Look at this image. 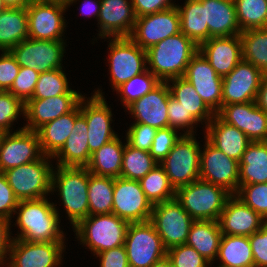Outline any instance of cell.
<instances>
[{
	"label": "cell",
	"instance_id": "6da1fadb",
	"mask_svg": "<svg viewBox=\"0 0 267 267\" xmlns=\"http://www.w3.org/2000/svg\"><path fill=\"white\" fill-rule=\"evenodd\" d=\"M19 211V212H18ZM15 213L19 235L13 239L27 242L65 241L64 233L59 229V213L54 203L46 197L20 200Z\"/></svg>",
	"mask_w": 267,
	"mask_h": 267
},
{
	"label": "cell",
	"instance_id": "7a4b0ae2",
	"mask_svg": "<svg viewBox=\"0 0 267 267\" xmlns=\"http://www.w3.org/2000/svg\"><path fill=\"white\" fill-rule=\"evenodd\" d=\"M199 46L182 32L167 37L146 50L147 69L161 82L183 77Z\"/></svg>",
	"mask_w": 267,
	"mask_h": 267
},
{
	"label": "cell",
	"instance_id": "3957f363",
	"mask_svg": "<svg viewBox=\"0 0 267 267\" xmlns=\"http://www.w3.org/2000/svg\"><path fill=\"white\" fill-rule=\"evenodd\" d=\"M128 225V221L111 213L88 215L73 228L80 243L96 255L124 245Z\"/></svg>",
	"mask_w": 267,
	"mask_h": 267
},
{
	"label": "cell",
	"instance_id": "277c9868",
	"mask_svg": "<svg viewBox=\"0 0 267 267\" xmlns=\"http://www.w3.org/2000/svg\"><path fill=\"white\" fill-rule=\"evenodd\" d=\"M52 172V192L59 191L66 213L73 227L89 215L88 183L90 172L86 167H61Z\"/></svg>",
	"mask_w": 267,
	"mask_h": 267
},
{
	"label": "cell",
	"instance_id": "5b68a950",
	"mask_svg": "<svg viewBox=\"0 0 267 267\" xmlns=\"http://www.w3.org/2000/svg\"><path fill=\"white\" fill-rule=\"evenodd\" d=\"M231 195L225 188L199 178L179 187L175 198L194 220L218 221Z\"/></svg>",
	"mask_w": 267,
	"mask_h": 267
},
{
	"label": "cell",
	"instance_id": "8992f818",
	"mask_svg": "<svg viewBox=\"0 0 267 267\" xmlns=\"http://www.w3.org/2000/svg\"><path fill=\"white\" fill-rule=\"evenodd\" d=\"M51 156L10 168L3 173L18 200L40 199L52 192ZM49 159V160H48Z\"/></svg>",
	"mask_w": 267,
	"mask_h": 267
},
{
	"label": "cell",
	"instance_id": "52a82bcc",
	"mask_svg": "<svg viewBox=\"0 0 267 267\" xmlns=\"http://www.w3.org/2000/svg\"><path fill=\"white\" fill-rule=\"evenodd\" d=\"M194 136L181 134L168 155L159 163L175 190L199 179L201 149Z\"/></svg>",
	"mask_w": 267,
	"mask_h": 267
},
{
	"label": "cell",
	"instance_id": "ba28073f",
	"mask_svg": "<svg viewBox=\"0 0 267 267\" xmlns=\"http://www.w3.org/2000/svg\"><path fill=\"white\" fill-rule=\"evenodd\" d=\"M124 245L129 267H151L167 254L161 237L150 221L129 223Z\"/></svg>",
	"mask_w": 267,
	"mask_h": 267
},
{
	"label": "cell",
	"instance_id": "9c48e42d",
	"mask_svg": "<svg viewBox=\"0 0 267 267\" xmlns=\"http://www.w3.org/2000/svg\"><path fill=\"white\" fill-rule=\"evenodd\" d=\"M162 239L164 247L186 244L189 229L194 219L182 207L181 203L173 198L153 205L149 220Z\"/></svg>",
	"mask_w": 267,
	"mask_h": 267
},
{
	"label": "cell",
	"instance_id": "30bf717a",
	"mask_svg": "<svg viewBox=\"0 0 267 267\" xmlns=\"http://www.w3.org/2000/svg\"><path fill=\"white\" fill-rule=\"evenodd\" d=\"M109 40L110 81L116 89L147 69L146 50L130 37H112Z\"/></svg>",
	"mask_w": 267,
	"mask_h": 267
},
{
	"label": "cell",
	"instance_id": "8fae6325",
	"mask_svg": "<svg viewBox=\"0 0 267 267\" xmlns=\"http://www.w3.org/2000/svg\"><path fill=\"white\" fill-rule=\"evenodd\" d=\"M64 45V40L27 38L13 47L10 52L20 67H28L44 73L62 68Z\"/></svg>",
	"mask_w": 267,
	"mask_h": 267
},
{
	"label": "cell",
	"instance_id": "7c38bea8",
	"mask_svg": "<svg viewBox=\"0 0 267 267\" xmlns=\"http://www.w3.org/2000/svg\"><path fill=\"white\" fill-rule=\"evenodd\" d=\"M153 205L140 182L123 177L114 178L112 213L129 223L150 220Z\"/></svg>",
	"mask_w": 267,
	"mask_h": 267
},
{
	"label": "cell",
	"instance_id": "4fadbf2b",
	"mask_svg": "<svg viewBox=\"0 0 267 267\" xmlns=\"http://www.w3.org/2000/svg\"><path fill=\"white\" fill-rule=\"evenodd\" d=\"M181 32L177 5L149 15L137 17L130 38L147 50L167 37Z\"/></svg>",
	"mask_w": 267,
	"mask_h": 267
},
{
	"label": "cell",
	"instance_id": "5bb4252c",
	"mask_svg": "<svg viewBox=\"0 0 267 267\" xmlns=\"http://www.w3.org/2000/svg\"><path fill=\"white\" fill-rule=\"evenodd\" d=\"M28 38L37 40H64L66 29L63 13L67 5L59 2L32 0L27 6Z\"/></svg>",
	"mask_w": 267,
	"mask_h": 267
},
{
	"label": "cell",
	"instance_id": "9a60e30c",
	"mask_svg": "<svg viewBox=\"0 0 267 267\" xmlns=\"http://www.w3.org/2000/svg\"><path fill=\"white\" fill-rule=\"evenodd\" d=\"M99 90L95 91L89 100L84 96L80 100V112L88 126V147L91 155L118 136L111 128V108Z\"/></svg>",
	"mask_w": 267,
	"mask_h": 267
},
{
	"label": "cell",
	"instance_id": "2e32d148",
	"mask_svg": "<svg viewBox=\"0 0 267 267\" xmlns=\"http://www.w3.org/2000/svg\"><path fill=\"white\" fill-rule=\"evenodd\" d=\"M205 140L200 153L199 178L236 194L239 189V162L218 150L206 138Z\"/></svg>",
	"mask_w": 267,
	"mask_h": 267
},
{
	"label": "cell",
	"instance_id": "e0dca14e",
	"mask_svg": "<svg viewBox=\"0 0 267 267\" xmlns=\"http://www.w3.org/2000/svg\"><path fill=\"white\" fill-rule=\"evenodd\" d=\"M65 250L64 241L27 242L13 239L9 258V267H57L62 261Z\"/></svg>",
	"mask_w": 267,
	"mask_h": 267
},
{
	"label": "cell",
	"instance_id": "ac0fdd59",
	"mask_svg": "<svg viewBox=\"0 0 267 267\" xmlns=\"http://www.w3.org/2000/svg\"><path fill=\"white\" fill-rule=\"evenodd\" d=\"M36 131L25 128L5 133L0 145V171L18 167L43 156Z\"/></svg>",
	"mask_w": 267,
	"mask_h": 267
},
{
	"label": "cell",
	"instance_id": "d6986e66",
	"mask_svg": "<svg viewBox=\"0 0 267 267\" xmlns=\"http://www.w3.org/2000/svg\"><path fill=\"white\" fill-rule=\"evenodd\" d=\"M264 74L243 59L222 78V106L255 101Z\"/></svg>",
	"mask_w": 267,
	"mask_h": 267
},
{
	"label": "cell",
	"instance_id": "ffe728a7",
	"mask_svg": "<svg viewBox=\"0 0 267 267\" xmlns=\"http://www.w3.org/2000/svg\"><path fill=\"white\" fill-rule=\"evenodd\" d=\"M183 77L190 82L204 103L216 114L222 107V77L198 51L190 60Z\"/></svg>",
	"mask_w": 267,
	"mask_h": 267
},
{
	"label": "cell",
	"instance_id": "44dd1931",
	"mask_svg": "<svg viewBox=\"0 0 267 267\" xmlns=\"http://www.w3.org/2000/svg\"><path fill=\"white\" fill-rule=\"evenodd\" d=\"M216 115L243 131L252 142L267 141V113L255 101L224 105Z\"/></svg>",
	"mask_w": 267,
	"mask_h": 267
},
{
	"label": "cell",
	"instance_id": "7402d4cb",
	"mask_svg": "<svg viewBox=\"0 0 267 267\" xmlns=\"http://www.w3.org/2000/svg\"><path fill=\"white\" fill-rule=\"evenodd\" d=\"M82 97L80 93H66L46 99H29L24 111L28 124L23 128L36 131L45 123L71 112Z\"/></svg>",
	"mask_w": 267,
	"mask_h": 267
},
{
	"label": "cell",
	"instance_id": "603a6c76",
	"mask_svg": "<svg viewBox=\"0 0 267 267\" xmlns=\"http://www.w3.org/2000/svg\"><path fill=\"white\" fill-rule=\"evenodd\" d=\"M170 90L167 82H161L142 98L135 100L126 109L135 123H143L157 129L168 127V101Z\"/></svg>",
	"mask_w": 267,
	"mask_h": 267
},
{
	"label": "cell",
	"instance_id": "cb8c5ba5",
	"mask_svg": "<svg viewBox=\"0 0 267 267\" xmlns=\"http://www.w3.org/2000/svg\"><path fill=\"white\" fill-rule=\"evenodd\" d=\"M266 222L235 194L228 198L218 220L222 234L246 237L257 232Z\"/></svg>",
	"mask_w": 267,
	"mask_h": 267
},
{
	"label": "cell",
	"instance_id": "d4e9b609",
	"mask_svg": "<svg viewBox=\"0 0 267 267\" xmlns=\"http://www.w3.org/2000/svg\"><path fill=\"white\" fill-rule=\"evenodd\" d=\"M101 0L98 24L100 38L129 37L137 19L132 1Z\"/></svg>",
	"mask_w": 267,
	"mask_h": 267
},
{
	"label": "cell",
	"instance_id": "484cf974",
	"mask_svg": "<svg viewBox=\"0 0 267 267\" xmlns=\"http://www.w3.org/2000/svg\"><path fill=\"white\" fill-rule=\"evenodd\" d=\"M199 51L222 78L243 59L240 34L229 37H211L199 45Z\"/></svg>",
	"mask_w": 267,
	"mask_h": 267
},
{
	"label": "cell",
	"instance_id": "4316f807",
	"mask_svg": "<svg viewBox=\"0 0 267 267\" xmlns=\"http://www.w3.org/2000/svg\"><path fill=\"white\" fill-rule=\"evenodd\" d=\"M57 158V166L86 167L91 159L88 147V126L80 112V102L75 107V125L62 148L52 157Z\"/></svg>",
	"mask_w": 267,
	"mask_h": 267
},
{
	"label": "cell",
	"instance_id": "83f0119b",
	"mask_svg": "<svg viewBox=\"0 0 267 267\" xmlns=\"http://www.w3.org/2000/svg\"><path fill=\"white\" fill-rule=\"evenodd\" d=\"M205 126L204 138L225 155L240 162L247 146L252 142L246 134L225 123L217 115Z\"/></svg>",
	"mask_w": 267,
	"mask_h": 267
},
{
	"label": "cell",
	"instance_id": "f1b7e54d",
	"mask_svg": "<svg viewBox=\"0 0 267 267\" xmlns=\"http://www.w3.org/2000/svg\"><path fill=\"white\" fill-rule=\"evenodd\" d=\"M204 6L205 23L211 37H229L241 34L236 18L234 0H198Z\"/></svg>",
	"mask_w": 267,
	"mask_h": 267
},
{
	"label": "cell",
	"instance_id": "f546056e",
	"mask_svg": "<svg viewBox=\"0 0 267 267\" xmlns=\"http://www.w3.org/2000/svg\"><path fill=\"white\" fill-rule=\"evenodd\" d=\"M222 235L218 221L194 220L186 244L213 264L218 255Z\"/></svg>",
	"mask_w": 267,
	"mask_h": 267
},
{
	"label": "cell",
	"instance_id": "4dcf8cb0",
	"mask_svg": "<svg viewBox=\"0 0 267 267\" xmlns=\"http://www.w3.org/2000/svg\"><path fill=\"white\" fill-rule=\"evenodd\" d=\"M267 183V141L251 142L239 162V187Z\"/></svg>",
	"mask_w": 267,
	"mask_h": 267
},
{
	"label": "cell",
	"instance_id": "1f68e13d",
	"mask_svg": "<svg viewBox=\"0 0 267 267\" xmlns=\"http://www.w3.org/2000/svg\"><path fill=\"white\" fill-rule=\"evenodd\" d=\"M75 125V108L36 130L44 155L53 157L65 144Z\"/></svg>",
	"mask_w": 267,
	"mask_h": 267
},
{
	"label": "cell",
	"instance_id": "d6a6232c",
	"mask_svg": "<svg viewBox=\"0 0 267 267\" xmlns=\"http://www.w3.org/2000/svg\"><path fill=\"white\" fill-rule=\"evenodd\" d=\"M28 38V15L26 7H7L0 12V50L10 51Z\"/></svg>",
	"mask_w": 267,
	"mask_h": 267
},
{
	"label": "cell",
	"instance_id": "836d02e7",
	"mask_svg": "<svg viewBox=\"0 0 267 267\" xmlns=\"http://www.w3.org/2000/svg\"><path fill=\"white\" fill-rule=\"evenodd\" d=\"M167 85L170 95L198 121L207 125L216 115L201 99L193 85L184 77L170 79ZM169 82H173L172 85ZM203 120V121H202Z\"/></svg>",
	"mask_w": 267,
	"mask_h": 267
},
{
	"label": "cell",
	"instance_id": "e575fe53",
	"mask_svg": "<svg viewBox=\"0 0 267 267\" xmlns=\"http://www.w3.org/2000/svg\"><path fill=\"white\" fill-rule=\"evenodd\" d=\"M124 148L125 145L117 136L91 155L86 168L94 175L120 177Z\"/></svg>",
	"mask_w": 267,
	"mask_h": 267
},
{
	"label": "cell",
	"instance_id": "d590c367",
	"mask_svg": "<svg viewBox=\"0 0 267 267\" xmlns=\"http://www.w3.org/2000/svg\"><path fill=\"white\" fill-rule=\"evenodd\" d=\"M217 260L224 267H254L249 237L222 235Z\"/></svg>",
	"mask_w": 267,
	"mask_h": 267
},
{
	"label": "cell",
	"instance_id": "8d00e7d4",
	"mask_svg": "<svg viewBox=\"0 0 267 267\" xmlns=\"http://www.w3.org/2000/svg\"><path fill=\"white\" fill-rule=\"evenodd\" d=\"M181 32L198 46L209 40V28L205 23L204 6L198 0H186L183 7L178 6Z\"/></svg>",
	"mask_w": 267,
	"mask_h": 267
},
{
	"label": "cell",
	"instance_id": "74e56055",
	"mask_svg": "<svg viewBox=\"0 0 267 267\" xmlns=\"http://www.w3.org/2000/svg\"><path fill=\"white\" fill-rule=\"evenodd\" d=\"M114 178L89 174V215L111 214L113 208Z\"/></svg>",
	"mask_w": 267,
	"mask_h": 267
},
{
	"label": "cell",
	"instance_id": "f35d334b",
	"mask_svg": "<svg viewBox=\"0 0 267 267\" xmlns=\"http://www.w3.org/2000/svg\"><path fill=\"white\" fill-rule=\"evenodd\" d=\"M240 38L243 60L267 74V28L242 31Z\"/></svg>",
	"mask_w": 267,
	"mask_h": 267
},
{
	"label": "cell",
	"instance_id": "ab89813d",
	"mask_svg": "<svg viewBox=\"0 0 267 267\" xmlns=\"http://www.w3.org/2000/svg\"><path fill=\"white\" fill-rule=\"evenodd\" d=\"M139 182L147 199L152 205H156L176 197V190L171 185L165 170L159 165V163Z\"/></svg>",
	"mask_w": 267,
	"mask_h": 267
},
{
	"label": "cell",
	"instance_id": "60d3db41",
	"mask_svg": "<svg viewBox=\"0 0 267 267\" xmlns=\"http://www.w3.org/2000/svg\"><path fill=\"white\" fill-rule=\"evenodd\" d=\"M157 164L158 162L150 155V152L134 148L126 143L120 177L140 181Z\"/></svg>",
	"mask_w": 267,
	"mask_h": 267
},
{
	"label": "cell",
	"instance_id": "b9f144b4",
	"mask_svg": "<svg viewBox=\"0 0 267 267\" xmlns=\"http://www.w3.org/2000/svg\"><path fill=\"white\" fill-rule=\"evenodd\" d=\"M234 2L241 32L267 28V0H234Z\"/></svg>",
	"mask_w": 267,
	"mask_h": 267
},
{
	"label": "cell",
	"instance_id": "7bdbcfd3",
	"mask_svg": "<svg viewBox=\"0 0 267 267\" xmlns=\"http://www.w3.org/2000/svg\"><path fill=\"white\" fill-rule=\"evenodd\" d=\"M66 93H79L69 88L67 77L62 68L40 73L31 99H46Z\"/></svg>",
	"mask_w": 267,
	"mask_h": 267
},
{
	"label": "cell",
	"instance_id": "ee69618b",
	"mask_svg": "<svg viewBox=\"0 0 267 267\" xmlns=\"http://www.w3.org/2000/svg\"><path fill=\"white\" fill-rule=\"evenodd\" d=\"M160 83L161 81L146 69L144 72L121 84L115 90L120 94L123 105L127 107L135 100L142 98L146 93L152 91Z\"/></svg>",
	"mask_w": 267,
	"mask_h": 267
},
{
	"label": "cell",
	"instance_id": "f6af8a7d",
	"mask_svg": "<svg viewBox=\"0 0 267 267\" xmlns=\"http://www.w3.org/2000/svg\"><path fill=\"white\" fill-rule=\"evenodd\" d=\"M235 195L267 221V183L241 185Z\"/></svg>",
	"mask_w": 267,
	"mask_h": 267
},
{
	"label": "cell",
	"instance_id": "bcb514c9",
	"mask_svg": "<svg viewBox=\"0 0 267 267\" xmlns=\"http://www.w3.org/2000/svg\"><path fill=\"white\" fill-rule=\"evenodd\" d=\"M166 256L173 267H210L211 264L193 247L182 244L167 250Z\"/></svg>",
	"mask_w": 267,
	"mask_h": 267
},
{
	"label": "cell",
	"instance_id": "7dc6e473",
	"mask_svg": "<svg viewBox=\"0 0 267 267\" xmlns=\"http://www.w3.org/2000/svg\"><path fill=\"white\" fill-rule=\"evenodd\" d=\"M25 104L8 91L0 93V129L4 132H12L11 126L17 117L23 113ZM21 112V113H20ZM20 113V114H19Z\"/></svg>",
	"mask_w": 267,
	"mask_h": 267
},
{
	"label": "cell",
	"instance_id": "c3c4849f",
	"mask_svg": "<svg viewBox=\"0 0 267 267\" xmlns=\"http://www.w3.org/2000/svg\"><path fill=\"white\" fill-rule=\"evenodd\" d=\"M39 75L37 70L20 67L19 73L8 92L25 104L34 94Z\"/></svg>",
	"mask_w": 267,
	"mask_h": 267
},
{
	"label": "cell",
	"instance_id": "681fc988",
	"mask_svg": "<svg viewBox=\"0 0 267 267\" xmlns=\"http://www.w3.org/2000/svg\"><path fill=\"white\" fill-rule=\"evenodd\" d=\"M198 121L187 112L186 109L177 102L174 98L169 97L168 101V127L174 130H182L187 128L183 135L194 134V124H197Z\"/></svg>",
	"mask_w": 267,
	"mask_h": 267
},
{
	"label": "cell",
	"instance_id": "f907efd6",
	"mask_svg": "<svg viewBox=\"0 0 267 267\" xmlns=\"http://www.w3.org/2000/svg\"><path fill=\"white\" fill-rule=\"evenodd\" d=\"M177 132V130L170 127L157 130L149 152L158 163L168 155L174 144L181 137V135L178 136Z\"/></svg>",
	"mask_w": 267,
	"mask_h": 267
},
{
	"label": "cell",
	"instance_id": "816d5d0a",
	"mask_svg": "<svg viewBox=\"0 0 267 267\" xmlns=\"http://www.w3.org/2000/svg\"><path fill=\"white\" fill-rule=\"evenodd\" d=\"M157 130L143 123H133L126 132L125 139L130 146L149 152Z\"/></svg>",
	"mask_w": 267,
	"mask_h": 267
},
{
	"label": "cell",
	"instance_id": "f5cc1de1",
	"mask_svg": "<svg viewBox=\"0 0 267 267\" xmlns=\"http://www.w3.org/2000/svg\"><path fill=\"white\" fill-rule=\"evenodd\" d=\"M20 70L15 57L10 51H2L0 56V90L8 91Z\"/></svg>",
	"mask_w": 267,
	"mask_h": 267
},
{
	"label": "cell",
	"instance_id": "db71d44e",
	"mask_svg": "<svg viewBox=\"0 0 267 267\" xmlns=\"http://www.w3.org/2000/svg\"><path fill=\"white\" fill-rule=\"evenodd\" d=\"M254 267H267V222L249 236Z\"/></svg>",
	"mask_w": 267,
	"mask_h": 267
},
{
	"label": "cell",
	"instance_id": "11a10c76",
	"mask_svg": "<svg viewBox=\"0 0 267 267\" xmlns=\"http://www.w3.org/2000/svg\"><path fill=\"white\" fill-rule=\"evenodd\" d=\"M18 204L19 200L8 184L5 174L0 171V217L11 220Z\"/></svg>",
	"mask_w": 267,
	"mask_h": 267
},
{
	"label": "cell",
	"instance_id": "9f6ffc18",
	"mask_svg": "<svg viewBox=\"0 0 267 267\" xmlns=\"http://www.w3.org/2000/svg\"><path fill=\"white\" fill-rule=\"evenodd\" d=\"M100 267H129L125 245L96 254Z\"/></svg>",
	"mask_w": 267,
	"mask_h": 267
},
{
	"label": "cell",
	"instance_id": "6f0895ef",
	"mask_svg": "<svg viewBox=\"0 0 267 267\" xmlns=\"http://www.w3.org/2000/svg\"><path fill=\"white\" fill-rule=\"evenodd\" d=\"M136 17L153 14L176 6L172 0H131Z\"/></svg>",
	"mask_w": 267,
	"mask_h": 267
},
{
	"label": "cell",
	"instance_id": "680465c9",
	"mask_svg": "<svg viewBox=\"0 0 267 267\" xmlns=\"http://www.w3.org/2000/svg\"><path fill=\"white\" fill-rule=\"evenodd\" d=\"M10 220L0 217V267L3 266L4 264H8V259L11 244L13 239L11 238L12 236L10 235ZM8 254V255H7ZM7 258V259H5ZM6 262V263H5Z\"/></svg>",
	"mask_w": 267,
	"mask_h": 267
},
{
	"label": "cell",
	"instance_id": "91938a15",
	"mask_svg": "<svg viewBox=\"0 0 267 267\" xmlns=\"http://www.w3.org/2000/svg\"><path fill=\"white\" fill-rule=\"evenodd\" d=\"M255 104L267 113V74L262 78L260 88L257 91Z\"/></svg>",
	"mask_w": 267,
	"mask_h": 267
},
{
	"label": "cell",
	"instance_id": "94428289",
	"mask_svg": "<svg viewBox=\"0 0 267 267\" xmlns=\"http://www.w3.org/2000/svg\"><path fill=\"white\" fill-rule=\"evenodd\" d=\"M82 4H83L81 7L82 14L84 15L86 14L88 17L89 16L91 17L94 15L95 17H97V20H98V17L100 14L101 0H97V1L85 0L83 1Z\"/></svg>",
	"mask_w": 267,
	"mask_h": 267
},
{
	"label": "cell",
	"instance_id": "6125c7cd",
	"mask_svg": "<svg viewBox=\"0 0 267 267\" xmlns=\"http://www.w3.org/2000/svg\"><path fill=\"white\" fill-rule=\"evenodd\" d=\"M32 0H2L6 7L19 8L26 7Z\"/></svg>",
	"mask_w": 267,
	"mask_h": 267
},
{
	"label": "cell",
	"instance_id": "be15d7a7",
	"mask_svg": "<svg viewBox=\"0 0 267 267\" xmlns=\"http://www.w3.org/2000/svg\"><path fill=\"white\" fill-rule=\"evenodd\" d=\"M151 267H173V266L171 261L166 256L163 259L155 262Z\"/></svg>",
	"mask_w": 267,
	"mask_h": 267
},
{
	"label": "cell",
	"instance_id": "e7e4bbea",
	"mask_svg": "<svg viewBox=\"0 0 267 267\" xmlns=\"http://www.w3.org/2000/svg\"><path fill=\"white\" fill-rule=\"evenodd\" d=\"M36 1H41V2H59V3H63L66 4L67 7L70 6V4L72 3H76L77 0H36Z\"/></svg>",
	"mask_w": 267,
	"mask_h": 267
},
{
	"label": "cell",
	"instance_id": "03108f58",
	"mask_svg": "<svg viewBox=\"0 0 267 267\" xmlns=\"http://www.w3.org/2000/svg\"><path fill=\"white\" fill-rule=\"evenodd\" d=\"M7 7L4 5L2 0H0V12L4 11Z\"/></svg>",
	"mask_w": 267,
	"mask_h": 267
},
{
	"label": "cell",
	"instance_id": "003e7915",
	"mask_svg": "<svg viewBox=\"0 0 267 267\" xmlns=\"http://www.w3.org/2000/svg\"><path fill=\"white\" fill-rule=\"evenodd\" d=\"M5 133H6V132H4L3 130L0 129V145H1V141H2V139H3L4 135H5Z\"/></svg>",
	"mask_w": 267,
	"mask_h": 267
}]
</instances>
